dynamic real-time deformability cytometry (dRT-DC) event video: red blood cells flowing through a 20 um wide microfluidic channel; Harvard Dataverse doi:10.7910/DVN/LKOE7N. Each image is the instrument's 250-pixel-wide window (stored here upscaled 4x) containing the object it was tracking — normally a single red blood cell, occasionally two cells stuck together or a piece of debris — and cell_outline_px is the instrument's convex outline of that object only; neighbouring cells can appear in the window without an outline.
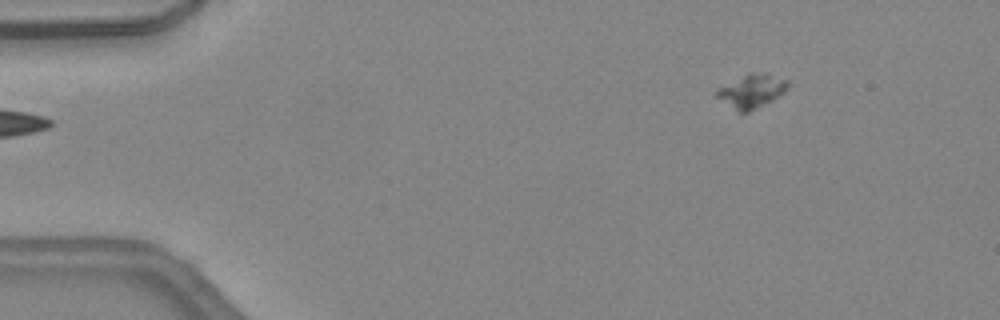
{"species": "common noctule bat (a hibernating species)", "species_latin": "Nyctalus noctula", "temperature_condition": "warm", "stored_images_in_passage": 7, "camera_frame_rate_fps": 3000, "um_per_image_px": 0.085, "animal": {"sex": "female", "body_mass_g": 24.6, "forearm_length_mm": 56.2}, "frame": {"image": 1, "passage_image": 1, "time_ms": 0.0, "image_size_px": [1000, 320], "cell_outline_px": [[788, 88], [784, 92], [772, 100], [748, 112], [740, 112], [716, 96], [716, 92], [720, 88], [748, 72], [764, 72], [788, 80]], "centroid_in_image_um": [63.94, 7.71], "position_along_channel_um": 21.1, "area_um2": 13.53}}